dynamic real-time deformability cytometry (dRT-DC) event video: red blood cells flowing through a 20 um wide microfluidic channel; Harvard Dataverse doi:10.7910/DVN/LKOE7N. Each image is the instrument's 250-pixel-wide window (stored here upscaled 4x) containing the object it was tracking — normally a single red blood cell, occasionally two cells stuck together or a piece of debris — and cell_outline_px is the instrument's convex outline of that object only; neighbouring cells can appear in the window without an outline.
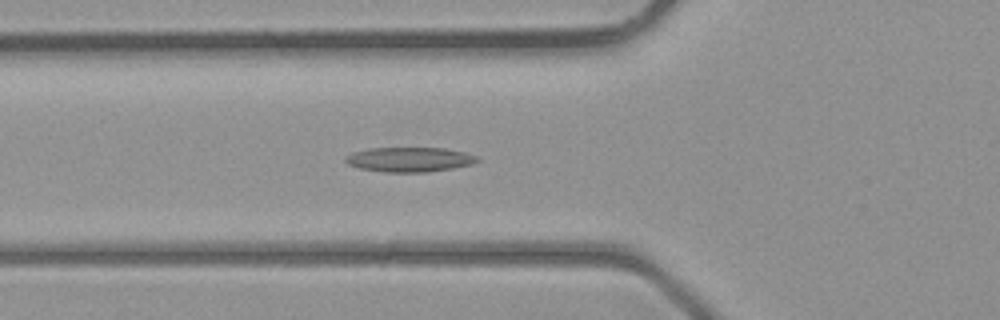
{"species": "common noctule bat (a hibernating species)", "species_latin": "Nyctalus noctula", "temperature_condition": "room temperature", "stored_images_in_passage": 4, "camera_frame_rate_fps": 3000, "um_per_image_px": 0.085, "animal": {"sex": "male", "body_mass_g": 23.1, "forearm_length_mm": 52.7}, "frame": {"image": 1, "passage_image": 4, "time_ms": 4.333, "image_size_px": [1000, 320], "cell_outline_px": [[480, 160], [472, 164], [452, 168], [428, 172], [384, 172], [360, 168], [348, 164], [344, 160], [344, 156], [352, 152], [368, 148], [444, 148], [464, 152], [476, 156]], "centroid_in_image_um": [34.77, 13.55], "position_along_channel_um": 91.0, "area_um2": 18.96}}